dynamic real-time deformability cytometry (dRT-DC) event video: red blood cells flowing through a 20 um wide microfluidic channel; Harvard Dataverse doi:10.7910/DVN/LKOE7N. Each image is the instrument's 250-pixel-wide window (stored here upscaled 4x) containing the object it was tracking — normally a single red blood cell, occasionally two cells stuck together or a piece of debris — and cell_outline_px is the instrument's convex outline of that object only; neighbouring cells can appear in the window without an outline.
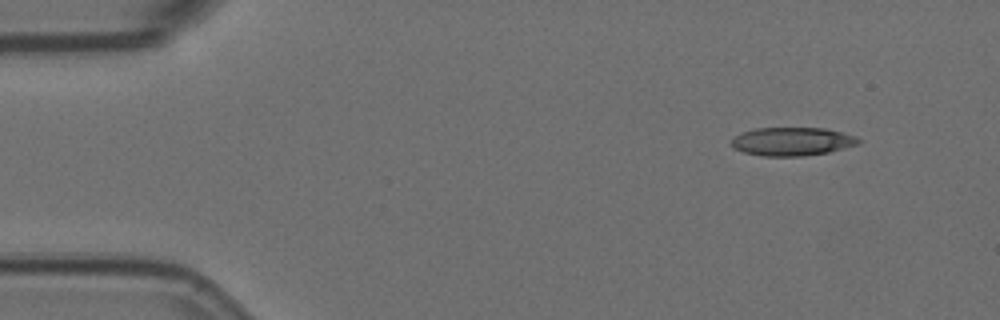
{"species": "Egyptian fruit bat (a non-hibernating species)", "species_latin": "Rousettus aegyptiacus", "temperature_condition": "room temperature", "stored_images_in_passage": 3, "camera_frame_rate_fps": 3000, "um_per_image_px": 0.085, "animal": {"sex": "female"}, "frame": {"image": 1, "passage_image": 1, "time_ms": 0.0, "image_size_px": [1000, 320], "cell_outline_px": [[860, 144], [828, 152], [804, 156], [764, 156], [744, 152], [732, 148], [732, 140], [740, 132], [756, 128], [824, 128], [856, 136], [860, 140]], "centroid_in_image_um": [67.33, 12.02], "position_along_channel_um": 17.7, "area_um2": 20.98}}